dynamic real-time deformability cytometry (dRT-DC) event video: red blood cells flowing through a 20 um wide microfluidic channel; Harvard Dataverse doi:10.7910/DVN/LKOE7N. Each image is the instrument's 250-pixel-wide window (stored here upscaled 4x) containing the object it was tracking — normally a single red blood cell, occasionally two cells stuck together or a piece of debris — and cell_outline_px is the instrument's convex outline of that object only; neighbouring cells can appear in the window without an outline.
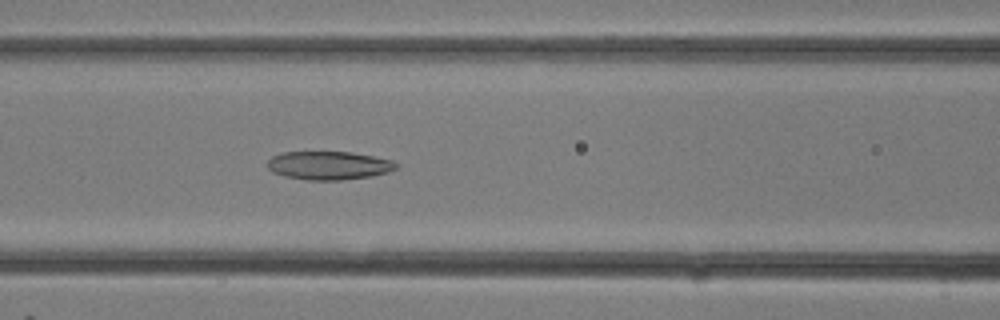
{"species": "common noctule bat (a hibernating species)", "species_latin": "Nyctalus noctula", "temperature_condition": "room temperature", "stored_images_in_passage": 12, "camera_frame_rate_fps": 3000, "um_per_image_px": 0.085, "animal": {"sex": "female"}, "frame": {"image": 1, "passage_image": 12, "time_ms": 3.667, "image_size_px": [1000, 320], "cell_outline_px": [[400, 164], [396, 168], [388, 172], [372, 176], [340, 180], [308, 180], [284, 176], [272, 172], [268, 168], [268, 160], [272, 156], [280, 152], [352, 152], [392, 160]], "centroid_in_image_um": [27.95, 14.06], "position_along_channel_um": 138.7, "area_um2": 21.39}}